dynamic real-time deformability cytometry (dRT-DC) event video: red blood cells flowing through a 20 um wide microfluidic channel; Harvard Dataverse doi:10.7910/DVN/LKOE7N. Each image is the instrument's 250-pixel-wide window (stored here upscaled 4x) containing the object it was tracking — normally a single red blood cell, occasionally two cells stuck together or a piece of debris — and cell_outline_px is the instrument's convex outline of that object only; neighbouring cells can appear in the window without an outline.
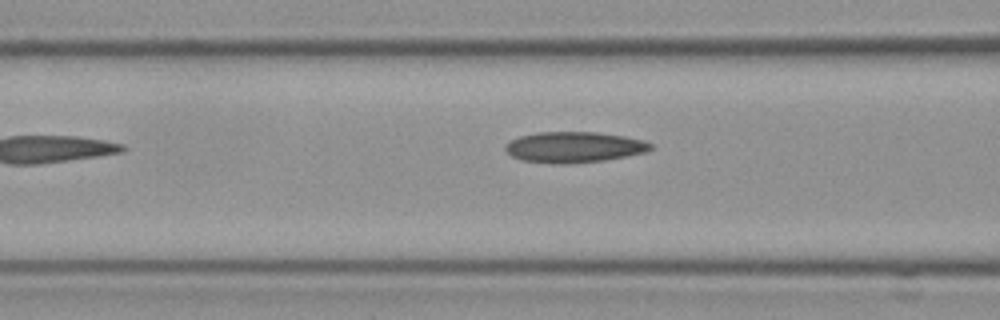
{"species": "Egyptian fruit bat (a non-hibernating species)", "species_latin": "Rousettus aegyptiacus", "temperature_condition": "cold", "stored_images_in_passage": 9, "camera_frame_rate_fps": 3000, "um_per_image_px": 0.085, "frame": {"image": 1, "passage_image": 4, "time_ms": 1.0, "image_size_px": [1000, 320], "cell_outline_px": [[652, 148], [644, 152], [604, 160], [564, 164], [556, 164], [524, 160], [512, 156], [504, 148], [504, 144], [520, 136], [536, 132], [596, 132], [624, 136], [644, 140], [652, 144]], "centroid_in_image_um": [48.77, 12.5], "position_along_channel_um": 117.8, "area_um2": 25.84}}
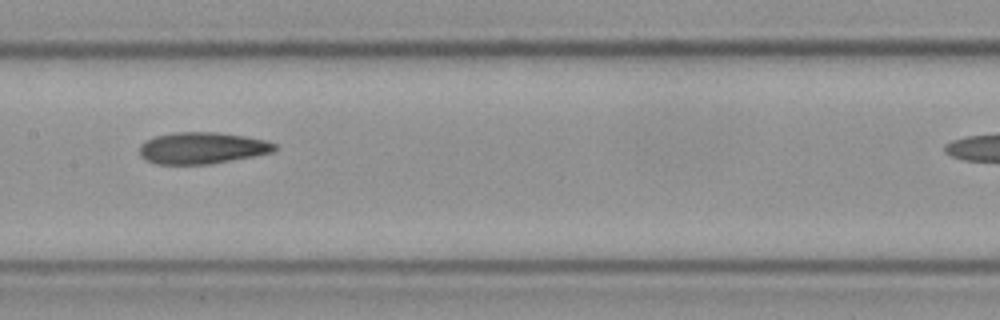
{"frame": {"image": 2, "passage_image": 6, "time_ms": 1.667, "image_size_px": [1000, 320], "cell_outline_px": [[276, 148], [272, 152], [252, 156], [208, 164], [156, 164], [144, 160], [140, 156], [140, 144], [144, 140], [152, 136], [172, 132], [216, 132], [244, 136], [268, 140], [276, 144]], "centroid_in_image_um": [17.12, 12.57], "position_along_channel_um": 190.3, "area_um2": 25.03}}